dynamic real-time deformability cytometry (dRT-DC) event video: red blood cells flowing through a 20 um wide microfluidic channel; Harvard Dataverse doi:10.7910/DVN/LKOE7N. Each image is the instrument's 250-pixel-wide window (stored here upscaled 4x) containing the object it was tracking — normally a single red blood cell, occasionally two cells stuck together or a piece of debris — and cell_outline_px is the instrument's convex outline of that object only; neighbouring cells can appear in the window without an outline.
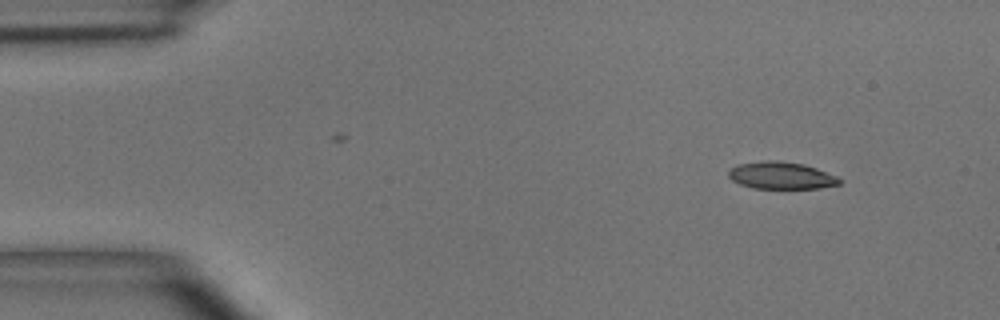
{"species": "common noctule bat (a hibernating species)", "species_latin": "Nyctalus noctula", "temperature_condition": "room temperature", "stored_images_in_passage": 4, "camera_frame_rate_fps": 3000, "um_per_image_px": 0.085, "animal": {"sex": "male", "body_mass_g": 15.6}, "frame": {"image": 1, "passage_image": 1, "time_ms": 0.0, "image_size_px": [1000, 320], "cell_outline_px": [[844, 180], [840, 184], [820, 188], [752, 188], [740, 184], [732, 180], [728, 176], [728, 172], [736, 164], [764, 160], [776, 160], [804, 164], [816, 168], [836, 176]], "centroid_in_image_um": [66.4, 14.91], "position_along_channel_um": 18.6, "area_um2": 17.63}}